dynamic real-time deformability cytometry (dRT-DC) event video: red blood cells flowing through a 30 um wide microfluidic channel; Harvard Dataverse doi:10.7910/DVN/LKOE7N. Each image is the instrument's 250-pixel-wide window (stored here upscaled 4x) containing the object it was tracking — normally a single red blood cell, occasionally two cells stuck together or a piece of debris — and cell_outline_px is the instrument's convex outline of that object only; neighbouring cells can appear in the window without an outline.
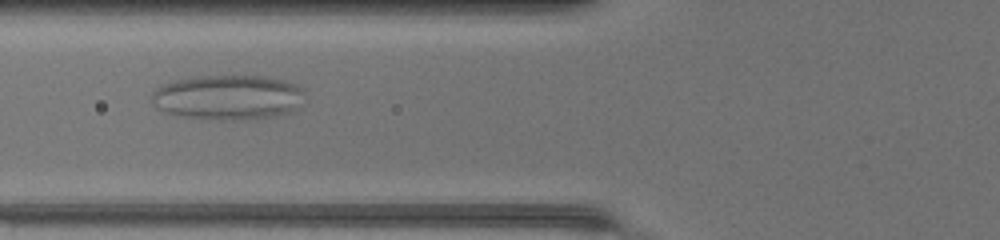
{"species": "common noctule bat (a hibernating species)", "species_latin": "Nyctalus noctula", "temperature_condition": "warm", "stored_images_in_passage": 40, "segment_of_instrument_passage": [2, 2], "camera_frame_rate_fps": 3000, "um_per_image_px": 0.085, "animal": {"sex": "female", "body_mass_g": 17.0, "forearm_length_mm": 48.0}, "frame": {"image": 1, "passage_image": 9, "time_ms": 2.667, "image_size_px": [1000, 240], "cell_outline_px": [[296, 88], [284, 108], [280, 112], [264, 116], [236, 120], [220, 120], [184, 116], [168, 112], [160, 108], [152, 96], [152, 92], [156, 88], [164, 84], [180, 80], [200, 76], [264, 76], [280, 80], [292, 84]], "centroid_in_image_um": [19.07, 8.24], "position_along_channel_um": 106.7, "area_um2": 36.65}}